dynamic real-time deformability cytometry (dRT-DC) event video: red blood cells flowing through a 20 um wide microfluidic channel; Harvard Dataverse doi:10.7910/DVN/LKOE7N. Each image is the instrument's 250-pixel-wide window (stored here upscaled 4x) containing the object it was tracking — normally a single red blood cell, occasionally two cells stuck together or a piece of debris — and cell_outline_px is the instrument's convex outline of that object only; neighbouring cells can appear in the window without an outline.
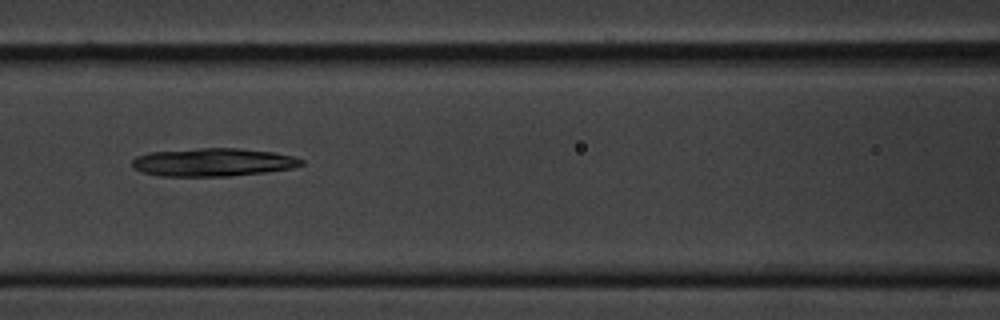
{"species": "common noctule bat (a hibernating species)", "species_latin": "Nyctalus noctula", "temperature_condition": "cold", "stored_images_in_passage": 8, "camera_frame_rate_fps": 3000, "um_per_image_px": 0.085, "animal": {"sex": "male", "body_mass_g": 20.1, "forearm_length_mm": 53.5}, "frame": {"image": 1, "passage_image": 8, "time_ms": 2.333, "image_size_px": [1000, 320], "cell_outline_px": [[304, 164], [292, 168], [264, 172], [228, 176], [160, 176], [140, 172], [132, 168], [132, 160], [136, 156], [148, 152], [200, 148], [236, 148], [272, 152], [292, 156], [304, 160]], "centroid_in_image_um": [18.05, 13.79], "position_along_channel_um": 148.6, "area_um2": 27.74}}